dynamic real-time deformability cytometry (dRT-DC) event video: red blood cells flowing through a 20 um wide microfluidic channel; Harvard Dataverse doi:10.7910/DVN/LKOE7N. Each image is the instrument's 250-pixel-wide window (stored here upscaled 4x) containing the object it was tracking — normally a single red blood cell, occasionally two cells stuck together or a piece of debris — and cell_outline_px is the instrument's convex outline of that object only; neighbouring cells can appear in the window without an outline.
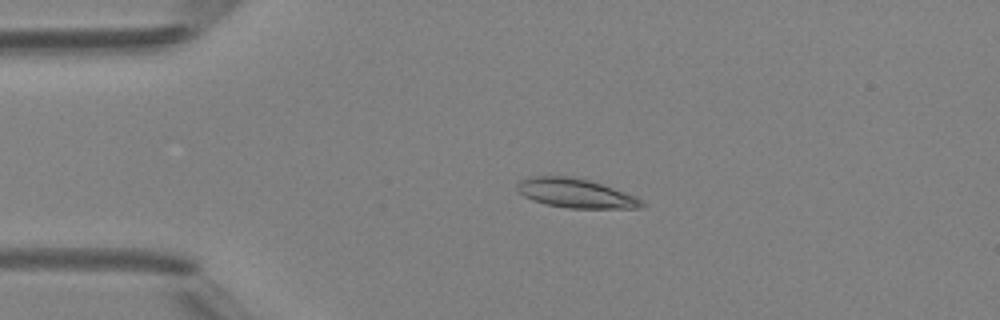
{"species": "Egyptian fruit bat (a non-hibernating species)", "species_latin": "Rousettus aegyptiacus", "temperature_condition": "room temperature", "stored_images_in_passage": 3, "camera_frame_rate_fps": 3000, "um_per_image_px": 0.085, "animal": {"sex": "female"}, "frame": {"image": 1, "passage_image": 2, "time_ms": 1.0, "image_size_px": [1000, 320], "cell_outline_px": [[648, 204], [644, 208], [568, 208], [544, 204], [532, 200], [524, 196], [516, 188], [516, 184], [520, 180], [532, 176], [564, 176], [588, 180], [636, 196]], "centroid_in_image_um": [48.94, 16.44], "position_along_channel_um": 36.1, "area_um2": 21.15}}